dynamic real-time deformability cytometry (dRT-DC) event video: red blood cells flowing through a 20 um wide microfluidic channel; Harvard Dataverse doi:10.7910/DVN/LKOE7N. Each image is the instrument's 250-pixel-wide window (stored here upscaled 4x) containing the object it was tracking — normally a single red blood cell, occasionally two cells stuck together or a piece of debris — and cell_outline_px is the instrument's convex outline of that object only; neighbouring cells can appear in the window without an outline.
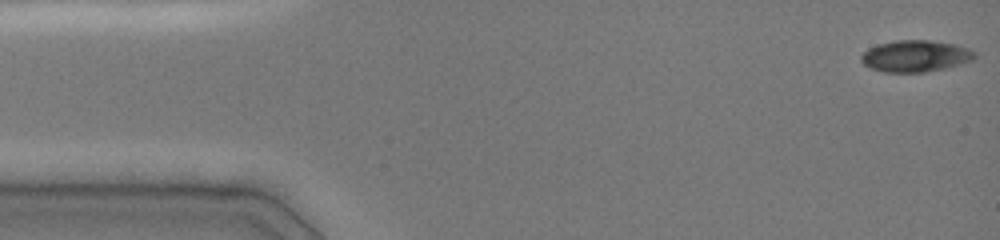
{"species": "common noctule bat (a hibernating species)", "species_latin": "Nyctalus noctula", "temperature_condition": "cold", "stored_images_in_passage": 47, "camera_frame_rate_fps": 3000, "um_per_image_px": 0.085, "animal": {"sex": "female", "body_mass_g": 19.0, "forearm_length_mm": 51.5}, "frame": {"image": 1, "passage_image": 1, "time_ms": 0.0, "image_size_px": [1000, 240], "cell_outline_px": [[976, 56], [972, 60], [960, 64], [944, 68], [924, 72], [884, 72], [872, 68], [864, 64], [860, 60], [860, 56], [868, 48], [880, 44], [896, 40], [928, 40], [956, 44], [968, 48], [976, 52]], "centroid_in_image_um": [77.82, 4.76], "position_along_channel_um": 7.2, "area_um2": 20.81}}
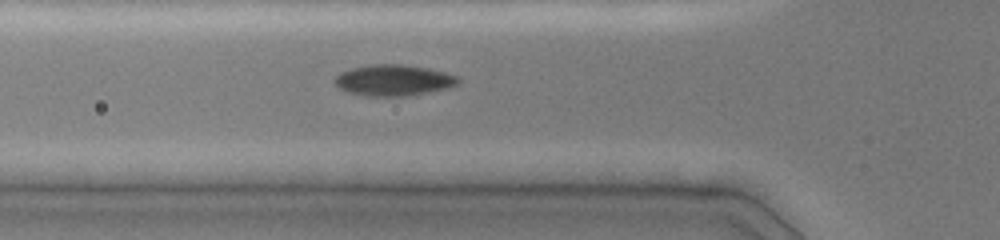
{"frame": {"image": 2, "passage_image": 16, "time_ms": 5.0, "image_size_px": [1000, 240], "cell_outline_px": [[460, 80], [456, 84], [448, 88], [428, 92], [404, 96], [368, 96], [348, 92], [340, 88], [332, 80], [340, 72], [352, 68], [372, 64], [404, 64], [428, 68], [460, 76]], "centroid_in_image_um": [33.45, 6.81], "position_along_channel_um": 92.3, "area_um2": 22.37}}
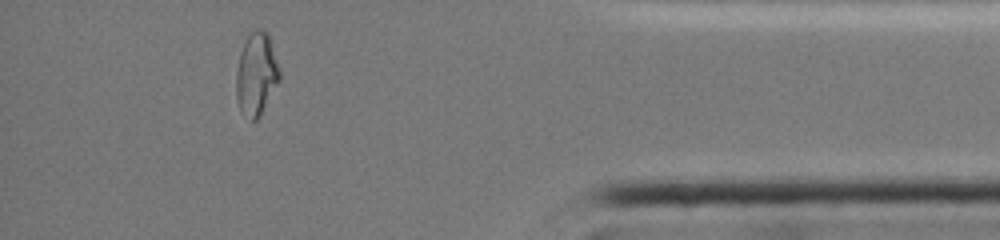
{"frame": {"image": 3, "passage_image": 42, "time_ms": 13.667, "image_size_px": [1000, 240], "cell_outline_px": [[280, 80], [260, 116], [256, 120], [252, 120], [240, 112], [236, 96], [236, 72], [240, 52], [248, 36], [252, 32], [268, 32], [280, 72]], "centroid_in_image_um": [21.78, 6.36], "position_along_channel_um": 413.4, "area_um2": 20.58}, "authors_computed_cell_mechanics": {"area_um2": 21.097, "velocity_mm_per_s": 4.0299, "shape_relaxation_time_tau1_ms": null, "shape_relaxation_time_tau2_ms": 1.1364, "deformation_change_tau1": null, "deformation_change_tau2": 0.0357}}